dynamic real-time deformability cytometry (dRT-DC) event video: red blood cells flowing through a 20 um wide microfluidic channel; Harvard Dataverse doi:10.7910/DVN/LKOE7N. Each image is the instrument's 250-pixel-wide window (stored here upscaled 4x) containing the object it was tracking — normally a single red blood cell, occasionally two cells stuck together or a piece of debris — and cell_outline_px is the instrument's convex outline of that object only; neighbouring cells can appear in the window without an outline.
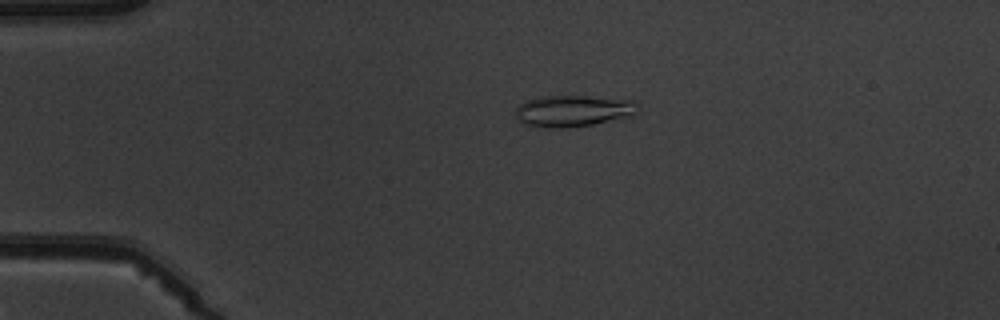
{"species": "common noctule bat (a hibernating species)", "species_latin": "Nyctalus noctula", "temperature_condition": "warm", "stored_images_in_passage": 5, "camera_frame_rate_fps": 3000, "um_per_image_px": 0.085, "animal": {"sex": "male", "body_mass_g": 19.5, "forearm_length_mm": 54.6}, "frame": {"image": 1, "passage_image": 4, "time_ms": 3.333, "image_size_px": [1000, 320], "cell_outline_px": [[636, 104], [632, 116], [592, 124], [564, 128], [548, 128], [524, 124], [516, 120], [516, 108], [524, 100], [540, 96], [588, 96], [632, 100]], "centroid_in_image_um": [48.62, 9.42], "position_along_channel_um": 36.4, "area_um2": 22.31}}
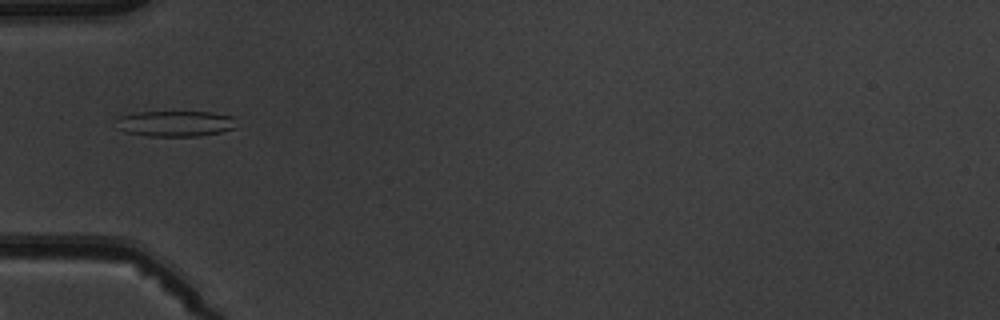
{"frame": {"image": 2, "passage_image": 5, "time_ms": 5.333, "image_size_px": [1000, 320], "cell_outline_px": [[236, 128], [220, 132], [200, 136], [148, 136], [124, 132], [120, 128], [116, 116], [136, 112], [212, 112], [232, 116]], "centroid_in_image_um": [14.89, 10.5], "position_along_channel_um": 70.1, "area_um2": 18.03}}